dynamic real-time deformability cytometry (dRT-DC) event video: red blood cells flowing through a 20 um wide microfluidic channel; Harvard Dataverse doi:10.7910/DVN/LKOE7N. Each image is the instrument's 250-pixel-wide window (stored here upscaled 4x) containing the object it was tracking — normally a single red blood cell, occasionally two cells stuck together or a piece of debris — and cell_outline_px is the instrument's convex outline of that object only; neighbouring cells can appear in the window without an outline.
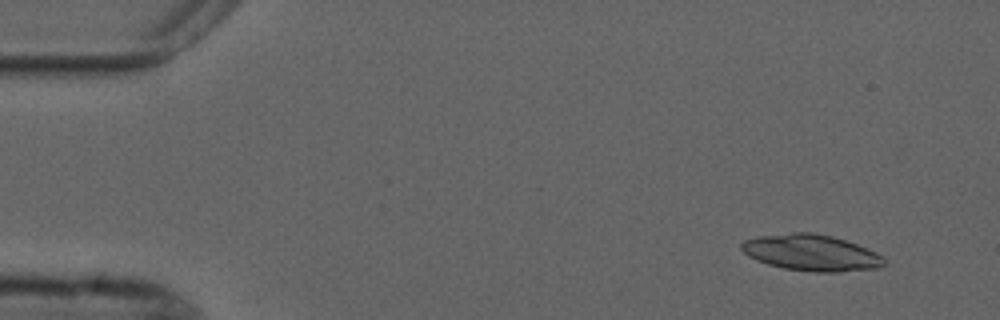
{"species": "common noctule bat (a hibernating species)", "species_latin": "Nyctalus noctula", "temperature_condition": "cold", "stored_images_in_passage": 3, "camera_frame_rate_fps": 3000, "um_per_image_px": 0.085, "animal": {"sex": "male", "forearm_length_mm": 52.5}, "frame": {"image": 1, "passage_image": 1, "time_ms": 0.0, "image_size_px": [1000, 320], "cell_outline_px": [[884, 264], [880, 268], [840, 272], [812, 272], [784, 268], [768, 264], [756, 260], [748, 256], [740, 248], [740, 244], [744, 240], [756, 236], [792, 232], [812, 232], [832, 236], [856, 244], [876, 252], [884, 260]], "centroid_in_image_um": [68.92, 21.48], "position_along_channel_um": 16.1, "area_um2": 30.23}}